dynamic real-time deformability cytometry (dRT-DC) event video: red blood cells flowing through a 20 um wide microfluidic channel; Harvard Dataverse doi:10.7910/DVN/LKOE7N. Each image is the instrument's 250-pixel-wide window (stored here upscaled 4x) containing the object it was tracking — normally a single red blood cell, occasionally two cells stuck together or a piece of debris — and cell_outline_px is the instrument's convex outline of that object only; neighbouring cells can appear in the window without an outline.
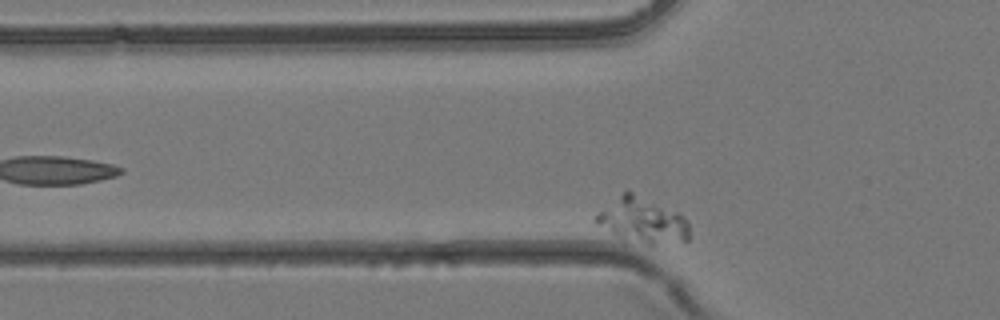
{"species": "common noctule bat (a hibernating species)", "species_latin": "Nyctalus noctula", "temperature_condition": "room temperature", "stored_images_in_passage": 5, "camera_frame_rate_fps": 3000, "um_per_image_px": 0.085, "animal": {"sex": "female", "body_mass_g": 24.6, "forearm_length_mm": 56.2}, "frame": {"image": 1, "passage_image": 5, "time_ms": 1.333, "image_size_px": [1000, 320], "cell_outline_px": [[688, 240], [652, 244], [644, 244], [624, 240], [596, 224], [592, 220], [592, 216], [624, 192], [632, 192], [680, 212], [688, 220]], "centroid_in_image_um": [54.58, 18.74], "position_along_channel_um": 71.2, "area_um2": 24.57}}